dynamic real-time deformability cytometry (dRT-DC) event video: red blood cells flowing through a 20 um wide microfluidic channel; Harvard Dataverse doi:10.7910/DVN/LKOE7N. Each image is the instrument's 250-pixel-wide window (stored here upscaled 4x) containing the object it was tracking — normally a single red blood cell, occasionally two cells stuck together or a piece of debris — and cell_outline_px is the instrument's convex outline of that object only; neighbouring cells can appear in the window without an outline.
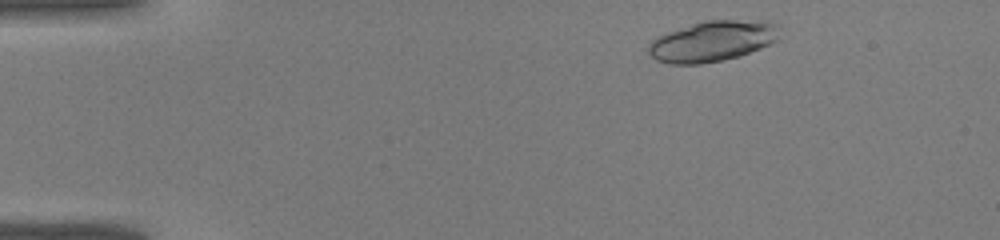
{"species": "common noctule bat (a hibernating species)", "species_latin": "Nyctalus noctula", "temperature_condition": "warm", "stored_images_in_passage": 39, "camera_frame_rate_fps": 3000, "um_per_image_px": 0.085, "animal": {"sex": "male", "body_mass_g": 19.0, "forearm_length_mm": 50.8}, "frame": {"image": 1, "passage_image": 3, "time_ms": 0.667, "image_size_px": [1000, 240], "cell_outline_px": [[776, 40], [760, 48], [740, 56], [700, 64], [668, 64], [656, 60], [648, 52], [648, 48], [652, 40], [668, 32], [704, 20], [764, 20], [776, 24]], "centroid_in_image_um": [60.52, 3.5], "position_along_channel_um": 24.5, "area_um2": 30.58}}